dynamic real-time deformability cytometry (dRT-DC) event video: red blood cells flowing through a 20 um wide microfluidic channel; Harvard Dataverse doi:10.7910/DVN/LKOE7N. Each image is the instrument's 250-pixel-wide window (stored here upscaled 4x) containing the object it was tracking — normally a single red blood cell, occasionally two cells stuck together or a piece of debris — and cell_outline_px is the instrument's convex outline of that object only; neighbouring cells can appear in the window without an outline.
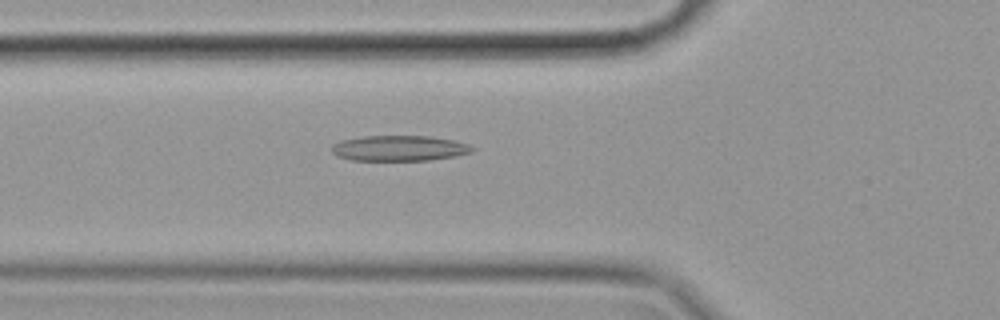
{"species": "common noctule bat (a hibernating species)", "species_latin": "Nyctalus noctula", "temperature_condition": "cold", "stored_images_in_passage": 43, "camera_frame_rate_fps": 3000, "um_per_image_px": 0.085, "animal": {"sex": "female", "body_mass_g": 19.9}, "frame": {"image": 1, "passage_image": 5, "time_ms": 1.333, "image_size_px": [1000, 320], "cell_outline_px": [[476, 148], [472, 152], [456, 156], [428, 160], [352, 160], [336, 156], [332, 152], [332, 144], [340, 140], [364, 136], [428, 136], [452, 140], [468, 144]], "centroid_in_image_um": [33.92, 12.6], "position_along_channel_um": 91.9, "area_um2": 20.87}}
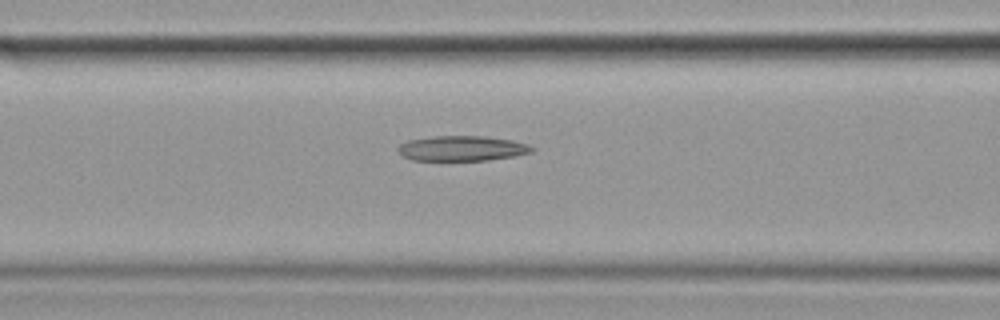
{"frame": {"image": 2, "passage_image": 8, "time_ms": 2.333, "image_size_px": [1000, 320], "cell_outline_px": [[536, 148], [532, 152], [512, 156], [488, 160], [412, 160], [404, 156], [396, 148], [400, 144], [408, 140], [436, 136], [484, 136], [512, 140], [528, 144]], "centroid_in_image_um": [39.28, 12.6], "position_along_channel_um": 127.3, "area_um2": 19.48}}
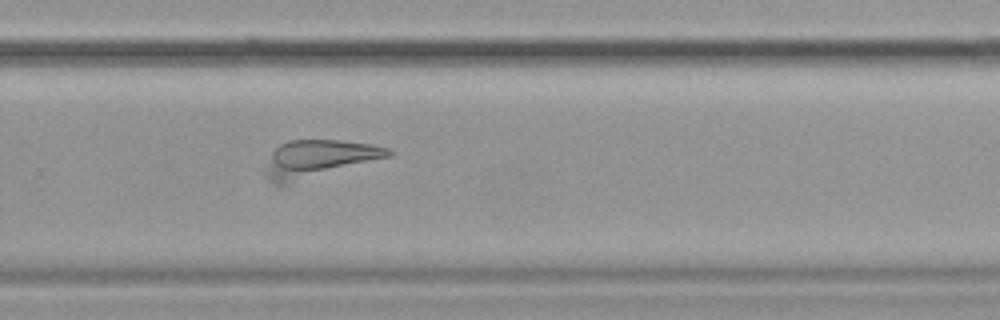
{"frame": {"image": 3, "passage_image": 23, "time_ms": 7.333, "image_size_px": [1000, 320], "cell_outline_px": [[392, 156], [280, 188], [272, 184], [268, 180], [264, 172], [272, 152], [280, 144], [288, 140], [340, 140], [372, 144], [388, 148], [392, 152]], "centroid_in_image_um": [27.04, 13.55], "position_along_channel_um": 302.8, "area_um2": 27.51}}